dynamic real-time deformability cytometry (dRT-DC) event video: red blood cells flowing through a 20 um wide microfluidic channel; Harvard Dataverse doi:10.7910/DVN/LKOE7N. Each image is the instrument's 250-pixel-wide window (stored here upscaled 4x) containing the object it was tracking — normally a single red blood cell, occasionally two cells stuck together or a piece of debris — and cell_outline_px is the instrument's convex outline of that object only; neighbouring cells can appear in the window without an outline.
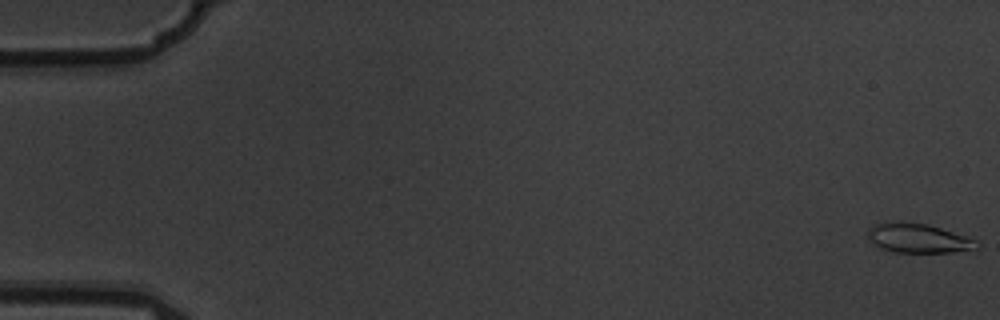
{"species": "common noctule bat (a hibernating species)", "species_latin": "Nyctalus noctula", "temperature_condition": "warm", "stored_images_in_passage": 3, "camera_frame_rate_fps": 3000, "um_per_image_px": 0.085, "animal": {"sex": "male", "body_mass_g": 19.5, "forearm_length_mm": 54.6}, "frame": {"image": 1, "passage_image": 1, "time_ms": 0.0, "image_size_px": [1000, 320], "cell_outline_px": [[980, 248], [952, 252], [892, 252], [880, 248], [868, 240], [868, 228], [876, 224], [900, 220], [928, 224], [968, 236], [976, 240], [980, 244]], "centroid_in_image_um": [78.06, 20.24], "position_along_channel_um": 6.9, "area_um2": 18.96}}